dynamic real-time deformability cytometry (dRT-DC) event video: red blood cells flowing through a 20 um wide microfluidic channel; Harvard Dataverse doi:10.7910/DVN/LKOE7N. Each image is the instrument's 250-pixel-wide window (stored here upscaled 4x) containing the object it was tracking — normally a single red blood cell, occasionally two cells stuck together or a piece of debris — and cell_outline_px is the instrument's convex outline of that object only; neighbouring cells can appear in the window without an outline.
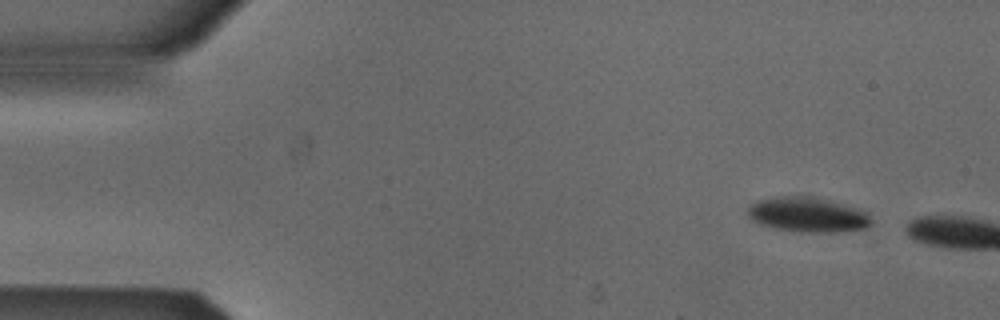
{"species": "Egyptian fruit bat (a non-hibernating species)", "species_latin": "Rousettus aegyptiacus", "temperature_condition": "cold", "stored_images_in_passage": 2, "camera_frame_rate_fps": 3000, "um_per_image_px": 0.085, "animal": {"sex": "male"}, "frame": {"image": 1, "passage_image": 1, "time_ms": 0.0, "image_size_px": [1000, 320], "cell_outline_px": [[872, 224], [868, 228], [844, 232], [800, 232], [776, 228], [760, 224], [752, 220], [748, 216], [748, 208], [756, 200], [772, 196], [812, 196], [828, 200], [868, 212], [872, 220]], "centroid_in_image_um": [68.67, 18.25], "position_along_channel_um": 16.3, "area_um2": 25.32}}